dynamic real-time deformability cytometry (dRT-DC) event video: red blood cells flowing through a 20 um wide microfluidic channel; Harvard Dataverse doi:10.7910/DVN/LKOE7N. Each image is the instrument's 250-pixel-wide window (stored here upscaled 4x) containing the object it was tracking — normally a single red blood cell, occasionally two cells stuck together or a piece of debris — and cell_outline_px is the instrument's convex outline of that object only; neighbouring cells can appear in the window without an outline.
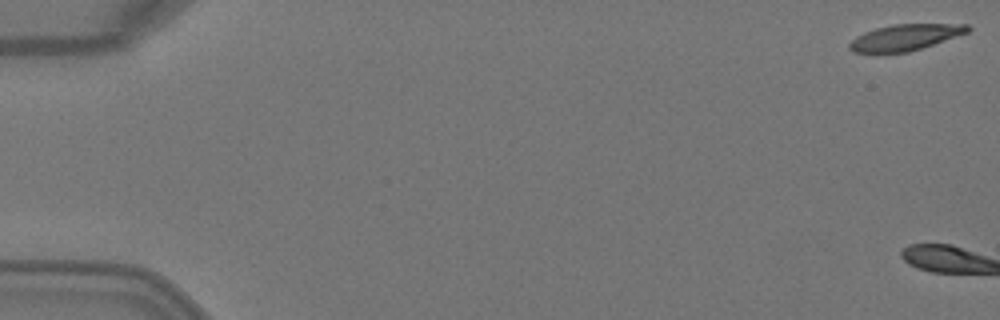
{"species": "Egyptian fruit bat (a non-hibernating species)", "species_latin": "Rousettus aegyptiacus", "temperature_condition": "warm", "stored_images_in_passage": 6, "camera_frame_rate_fps": 3000, "um_per_image_px": 0.085, "animal": {"sex": "female"}, "frame": {"image": 1, "passage_image": 1, "time_ms": 0.0, "image_size_px": [1000, 320], "cell_outline_px": [[972, 28], [968, 32], [908, 52], [852, 52], [848, 48], [848, 44], [856, 36], [864, 32], [876, 28], [892, 24], [968, 24]], "centroid_in_image_um": [76.91, 3.16], "position_along_channel_um": 8.1, "area_um2": 17.74}}